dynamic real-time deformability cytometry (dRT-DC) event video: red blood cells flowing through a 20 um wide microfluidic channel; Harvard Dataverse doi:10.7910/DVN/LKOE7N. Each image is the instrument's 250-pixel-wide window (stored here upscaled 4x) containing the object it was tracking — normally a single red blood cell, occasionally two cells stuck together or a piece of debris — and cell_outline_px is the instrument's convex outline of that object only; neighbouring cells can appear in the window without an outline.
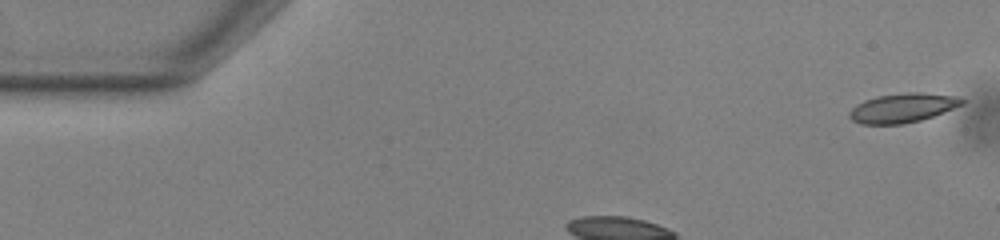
{"species": "common noctule bat (a hibernating species)", "species_latin": "Nyctalus noctula", "temperature_condition": "warm", "stored_images_in_passage": 34, "camera_frame_rate_fps": 3000, "um_per_image_px": 0.085, "animal": {"sex": "male", "body_mass_g": 13.0, "forearm_length_mm": 53.1}, "frame": {"image": 1, "passage_image": 1, "time_ms": 0.0, "image_size_px": [1000, 240], "cell_outline_px": [[968, 100], [964, 104], [932, 116], [920, 120], [900, 124], [860, 124], [852, 120], [848, 116], [848, 112], [856, 104], [864, 100], [876, 96], [908, 92], [924, 92], [960, 96]], "centroid_in_image_um": [76.75, 9.15], "position_along_channel_um": 8.3, "area_um2": 19.42}}
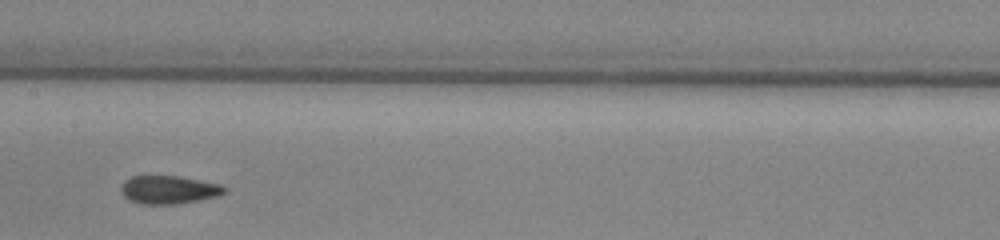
{"frame": {"image": 2, "passage_image": 17, "time_ms": 5.333, "image_size_px": [1000, 240], "cell_outline_px": [[228, 192], [216, 196], [176, 204], [140, 204], [124, 196], [120, 192], [120, 188], [124, 180], [132, 176], [180, 176], [220, 184], [228, 188]], "centroid_in_image_um": [14.35, 16.12], "position_along_channel_um": 193.1, "area_um2": 16.99}}
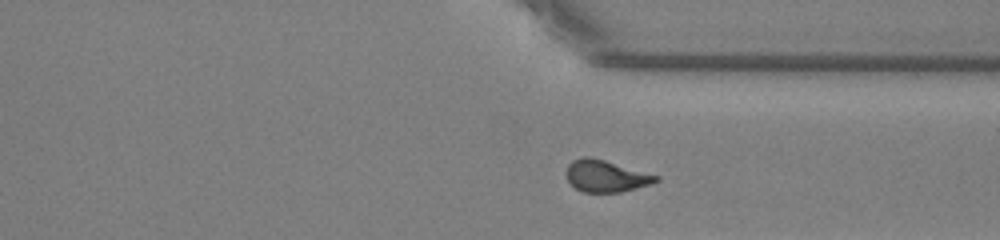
{"frame": {"image": 3, "passage_image": 30, "time_ms": 9.667, "image_size_px": [1000, 240], "cell_outline_px": [[660, 180], [652, 184], [620, 192], [584, 192], [576, 188], [568, 180], [568, 164], [572, 160], [584, 156], [588, 156], [604, 160], [660, 176]], "centroid_in_image_um": [51.54, 14.96], "position_along_channel_um": 359.9, "area_um2": 16.42}, "authors_computed_cell_mechanics": {"area_um2": 17.051, "velocity_mm_per_s": 3.8449, "shape_relaxation_time_tau1_ms": 6.622, "shape_relaxation_time_tau2_ms": 2.1967, "deformation_change_tau1": 0.193, "deformation_change_tau2": 0.0895}}